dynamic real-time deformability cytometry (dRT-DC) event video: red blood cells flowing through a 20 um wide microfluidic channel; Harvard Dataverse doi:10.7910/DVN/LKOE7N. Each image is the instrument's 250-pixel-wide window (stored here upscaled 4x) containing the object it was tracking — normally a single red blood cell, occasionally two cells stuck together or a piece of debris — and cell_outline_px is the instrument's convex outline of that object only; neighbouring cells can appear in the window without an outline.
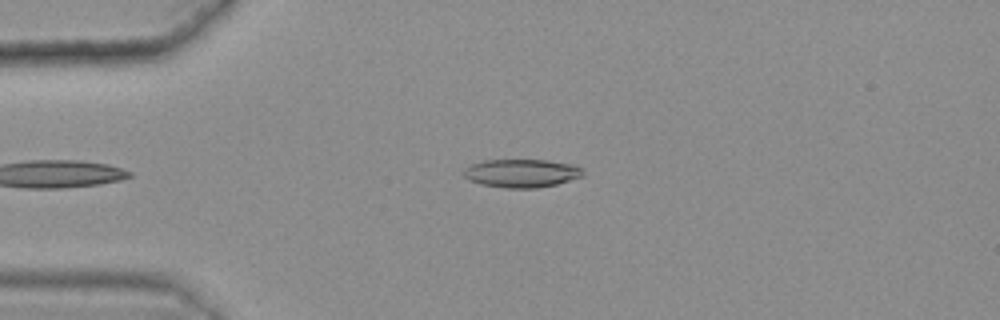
{"species": "common noctule bat (a hibernating species)", "species_latin": "Nyctalus noctula", "temperature_condition": "warm", "stored_images_in_passage": 32, "camera_frame_rate_fps": 3000, "um_per_image_px": 0.085, "animal": {"sex": "female", "body_mass_g": 25.1}, "frame": {"image": 1, "passage_image": 2, "time_ms": 0.333, "image_size_px": [1000, 320], "cell_outline_px": [[584, 176], [556, 184], [536, 188], [504, 188], [480, 184], [468, 180], [464, 176], [464, 168], [472, 164], [484, 160], [548, 160], [576, 164], [584, 172]], "centroid_in_image_um": [44.35, 14.72], "position_along_channel_um": 40.7, "area_um2": 19.83}}
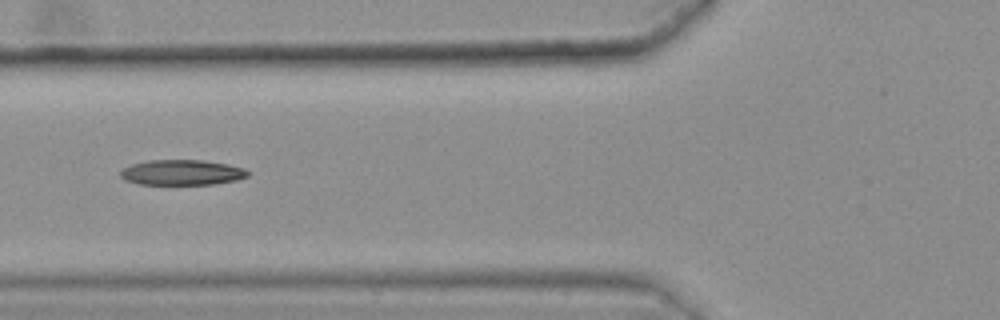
{"frame": {"image": 2, "passage_image": 10, "time_ms": 3.0, "image_size_px": [1000, 320], "cell_outline_px": [[248, 176], [236, 180], [212, 184], [140, 184], [124, 180], [120, 176], [120, 172], [124, 168], [132, 164], [148, 160], [204, 160], [228, 164], [244, 168], [248, 172]], "centroid_in_image_um": [15.45, 14.65], "position_along_channel_um": 110.3, "area_um2": 18.73}}
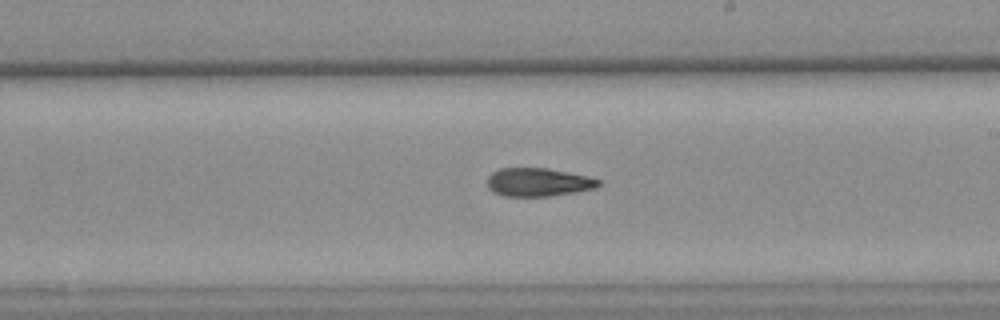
{"frame": {"image": 3, "passage_image": 21, "time_ms": 6.667, "image_size_px": [1000, 320], "cell_outline_px": [[600, 184], [596, 188], [576, 192], [548, 196], [504, 196], [492, 192], [488, 188], [488, 176], [492, 172], [500, 168], [548, 168], [588, 176], [600, 180]], "centroid_in_image_um": [45.74, 15.48], "position_along_channel_um": 243.3, "area_um2": 18.44}, "authors_computed_cell_mechanics": {"area_um2": 19.074, "velocity_mm_per_s": 3.6219, "shape_relaxation_time_tau1_ms": null, "shape_relaxation_time_tau2_ms": 6.2421, "deformation_change_tau1": null, "deformation_change_tau2": 0.1651}}